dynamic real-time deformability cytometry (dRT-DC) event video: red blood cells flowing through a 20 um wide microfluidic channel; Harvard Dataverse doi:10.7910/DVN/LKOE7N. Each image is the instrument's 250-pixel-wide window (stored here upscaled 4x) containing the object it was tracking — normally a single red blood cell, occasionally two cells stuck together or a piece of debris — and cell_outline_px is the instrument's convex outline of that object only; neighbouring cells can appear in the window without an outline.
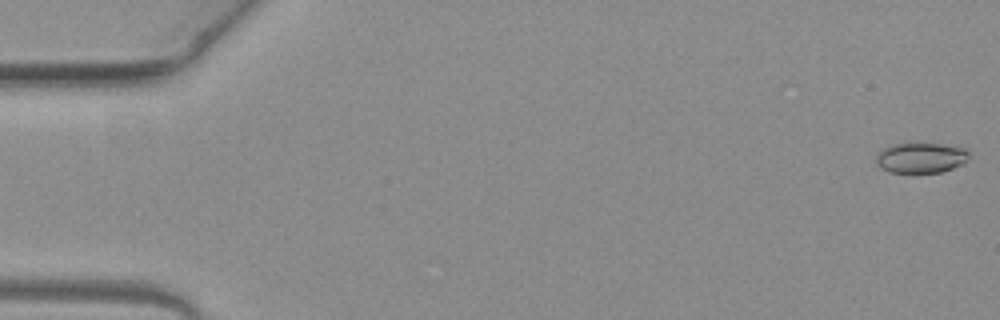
{"species": "common noctule bat (a hibernating species)", "species_latin": "Nyctalus noctula", "temperature_condition": "warm", "stored_images_in_passage": 52, "camera_frame_rate_fps": 3000, "um_per_image_px": 0.085, "animal": {"sex": "female", "body_mass_g": 19.3, "forearm_length_mm": 54.1}, "frame": {"image": 1, "passage_image": 1, "time_ms": 0.0, "image_size_px": [1000, 320], "cell_outline_px": [[968, 156], [964, 164], [940, 172], [888, 172], [880, 168], [876, 164], [876, 156], [884, 148], [892, 144], [904, 140], [920, 140], [964, 148], [968, 152]], "centroid_in_image_um": [78.23, 13.35], "position_along_channel_um": 6.8, "area_um2": 17.17}}
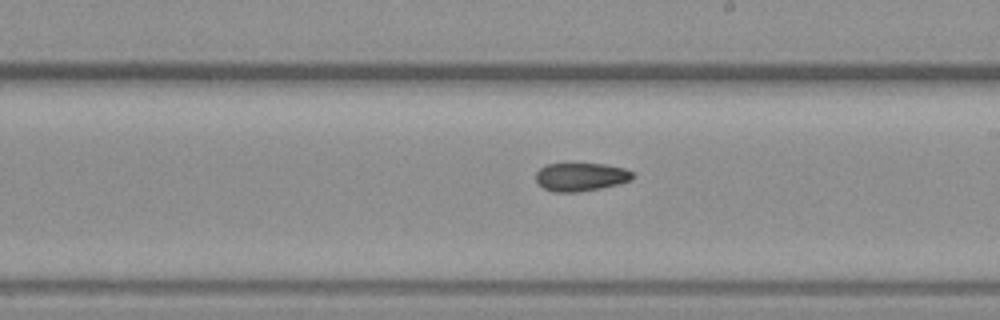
{"frame": {"image": 2, "passage_image": 30, "time_ms": 9.667, "image_size_px": [1000, 320], "cell_outline_px": [[632, 180], [600, 188], [576, 192], [552, 192], [544, 188], [536, 180], [536, 172], [540, 168], [548, 164], [604, 164], [624, 168], [632, 172]], "centroid_in_image_um": [49.35, 15.04], "position_along_channel_um": 239.7, "area_um2": 15.72}}
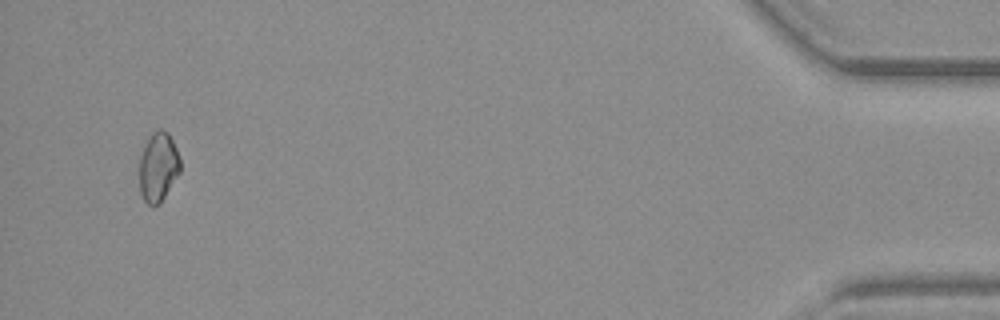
{"frame": {"image": 3, "passage_image": 50, "time_ms": 16.333, "image_size_px": [1000, 320], "cell_outline_px": [[180, 172], [160, 204], [152, 208], [144, 200], [140, 192], [140, 156], [144, 144], [152, 132], [160, 128], [168, 132], [176, 148], [180, 160]], "centroid_in_image_um": [13.44, 14.2], "position_along_channel_um": 421.8, "area_um2": 16.65}}